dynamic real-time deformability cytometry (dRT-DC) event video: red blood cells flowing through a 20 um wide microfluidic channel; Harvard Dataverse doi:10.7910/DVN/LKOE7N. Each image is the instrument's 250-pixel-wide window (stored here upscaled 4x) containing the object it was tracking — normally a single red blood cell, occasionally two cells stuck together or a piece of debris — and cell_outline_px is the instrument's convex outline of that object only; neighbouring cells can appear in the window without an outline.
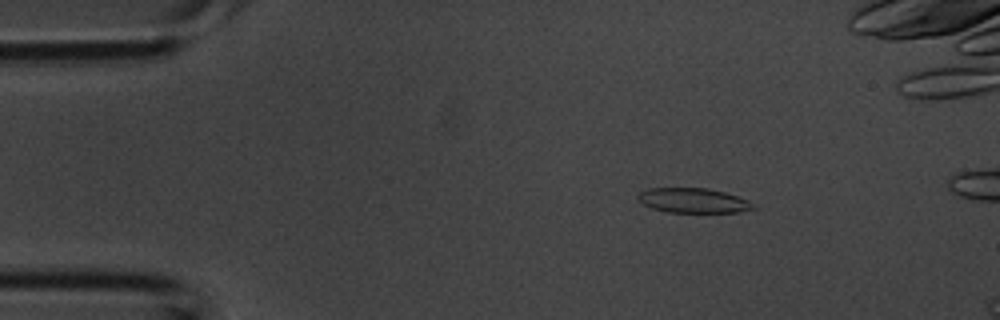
{"species": "common noctule bat (a hibernating species)", "species_latin": "Nyctalus noctula", "temperature_condition": "room temperature", "stored_images_in_passage": 12, "camera_frame_rate_fps": 3000, "um_per_image_px": 0.085, "animal": {"sex": "male", "body_mass_g": 20.1, "forearm_length_mm": 53.5}, "frame": {"image": 1, "passage_image": 6, "time_ms": 1.667, "image_size_px": [1000, 320], "cell_outline_px": [[756, 208], [740, 212], [668, 212], [652, 208], [636, 200], [636, 196], [640, 192], [648, 188], [708, 188], [724, 192], [748, 200]], "centroid_in_image_um": [58.88, 17.04], "position_along_channel_um": 26.1, "area_um2": 16.59}}